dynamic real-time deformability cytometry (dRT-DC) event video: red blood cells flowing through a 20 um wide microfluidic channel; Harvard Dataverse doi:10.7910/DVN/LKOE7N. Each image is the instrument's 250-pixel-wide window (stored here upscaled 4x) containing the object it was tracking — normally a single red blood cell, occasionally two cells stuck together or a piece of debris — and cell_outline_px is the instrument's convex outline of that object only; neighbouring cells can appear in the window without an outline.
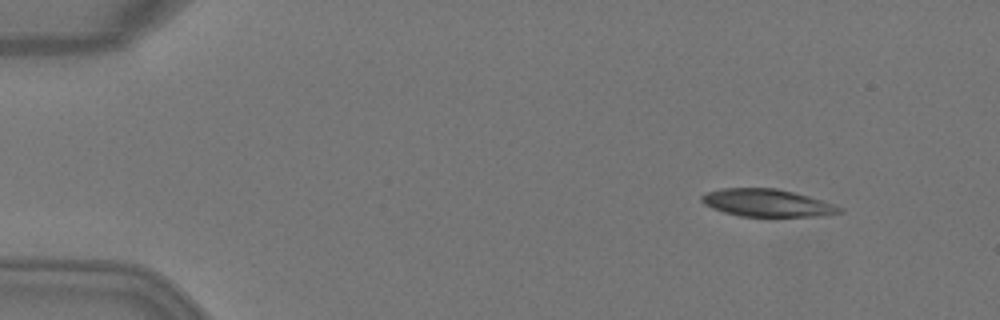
{"species": "Egyptian fruit bat (a non-hibernating species)", "species_latin": "Rousettus aegyptiacus", "temperature_condition": "warm", "stored_images_in_passage": 4, "camera_frame_rate_fps": 3000, "um_per_image_px": 0.085, "animal": {"sex": "female"}, "frame": {"image": 1, "passage_image": 1, "time_ms": 0.0, "image_size_px": [1000, 320], "cell_outline_px": [[844, 212], [824, 216], [772, 220], [740, 216], [724, 212], [712, 208], [704, 204], [700, 200], [700, 196], [708, 192], [720, 188], [776, 188], [824, 200], [844, 208]], "centroid_in_image_um": [65.28, 17.31], "position_along_channel_um": 19.7, "area_um2": 23.41}}